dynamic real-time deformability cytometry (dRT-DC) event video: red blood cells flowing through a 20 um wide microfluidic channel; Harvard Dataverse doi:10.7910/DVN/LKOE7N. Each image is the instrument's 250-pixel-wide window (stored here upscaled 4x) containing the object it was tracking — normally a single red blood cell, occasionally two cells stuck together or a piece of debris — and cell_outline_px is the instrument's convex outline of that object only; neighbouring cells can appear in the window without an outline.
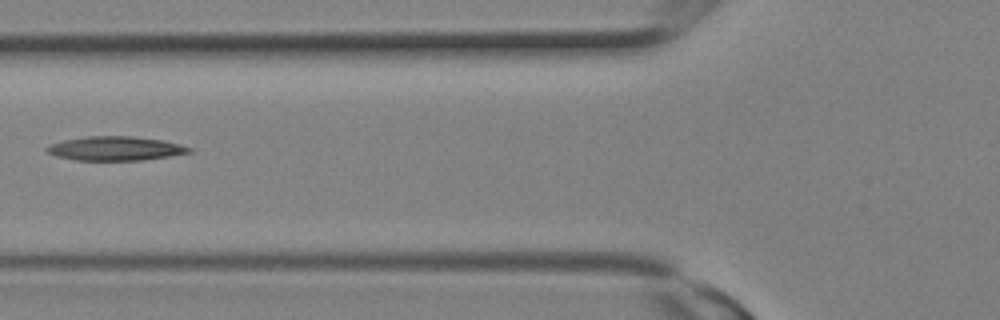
{"species": "Egyptian fruit bat (a non-hibernating species)", "species_latin": "Rousettus aegyptiacus", "temperature_condition": "room temperature", "stored_images_in_passage": 2, "camera_frame_rate_fps": 3000, "um_per_image_px": 0.085, "animal": {"sex": "female"}, "frame": {"image": 1, "passage_image": 2, "time_ms": 0.333, "image_size_px": [1000, 320], "cell_outline_px": [[192, 152], [168, 156], [140, 160], [76, 160], [56, 156], [48, 152], [44, 148], [52, 144], [64, 140], [84, 136], [132, 136], [164, 140], [180, 144], [192, 148]], "centroid_in_image_um": [9.81, 12.61], "position_along_channel_um": 116.0, "area_um2": 19.88}}